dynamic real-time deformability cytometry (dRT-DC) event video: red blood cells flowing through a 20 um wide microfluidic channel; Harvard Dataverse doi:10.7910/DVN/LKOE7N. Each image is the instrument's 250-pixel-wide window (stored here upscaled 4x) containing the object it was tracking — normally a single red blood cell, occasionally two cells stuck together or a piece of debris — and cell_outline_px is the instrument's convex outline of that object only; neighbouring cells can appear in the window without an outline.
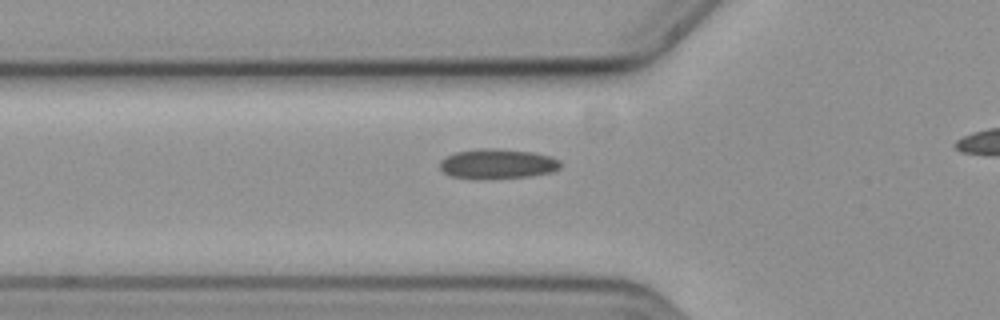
{"species": "common noctule bat (a hibernating species)", "species_latin": "Nyctalus noctula", "temperature_condition": "cold", "stored_images_in_passage": 36, "camera_frame_rate_fps": 3000, "um_per_image_px": 0.085, "animal": {"sex": "female", "body_mass_g": 19.3, "forearm_length_mm": 54.1}, "frame": {"image": 1, "passage_image": 4, "time_ms": 1.0, "image_size_px": [1000, 320], "cell_outline_px": [[560, 168], [552, 172], [532, 176], [480, 180], [476, 180], [452, 176], [444, 172], [440, 168], [440, 160], [456, 152], [480, 148], [496, 148], [532, 152], [552, 156], [560, 160]], "centroid_in_image_um": [42.3, 13.94], "position_along_channel_um": 83.5, "area_um2": 21.33}}
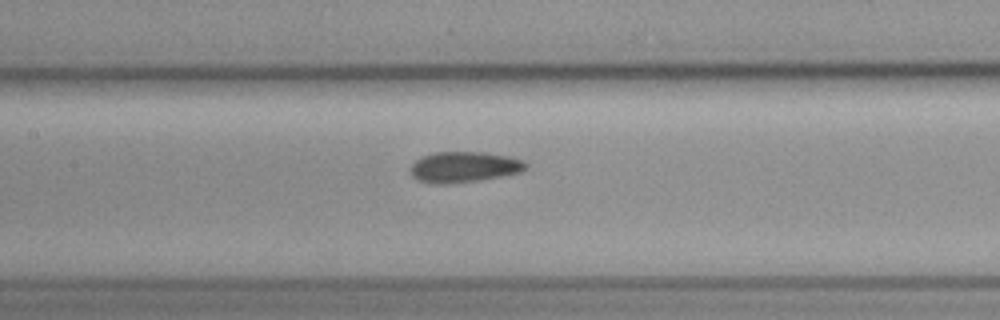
{"frame": {"image": 2, "passage_image": 11, "time_ms": 3.333, "image_size_px": [1000, 320], "cell_outline_px": [[528, 168], [520, 172], [480, 180], [448, 184], [432, 184], [416, 180], [412, 176], [408, 168], [420, 156], [436, 152], [484, 152], [508, 156], [524, 160], [528, 164]], "centroid_in_image_um": [39.41, 14.2], "position_along_channel_um": 168.0, "area_um2": 20.98}}
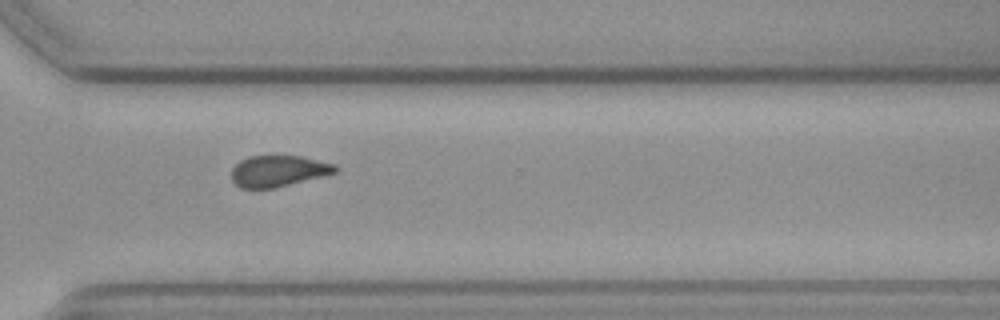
{"frame": {"image": 3, "passage_image": 26, "time_ms": 8.333, "image_size_px": [1000, 320], "cell_outline_px": [[340, 168], [336, 172], [276, 188], [240, 188], [232, 180], [232, 168], [240, 160], [248, 156], [300, 156], [336, 164]], "centroid_in_image_um": [23.65, 14.53], "position_along_channel_um": 346.9, "area_um2": 18.84}, "authors_computed_cell_mechanics": {"area_um2": 19.7965, "velocity_mm_per_s": 3.5875, "shape_relaxation_time_tau1_ms": null, "shape_relaxation_time_tau2_ms": 4.4901, "deformation_change_tau1": null, "deformation_change_tau2": 0.1014}}